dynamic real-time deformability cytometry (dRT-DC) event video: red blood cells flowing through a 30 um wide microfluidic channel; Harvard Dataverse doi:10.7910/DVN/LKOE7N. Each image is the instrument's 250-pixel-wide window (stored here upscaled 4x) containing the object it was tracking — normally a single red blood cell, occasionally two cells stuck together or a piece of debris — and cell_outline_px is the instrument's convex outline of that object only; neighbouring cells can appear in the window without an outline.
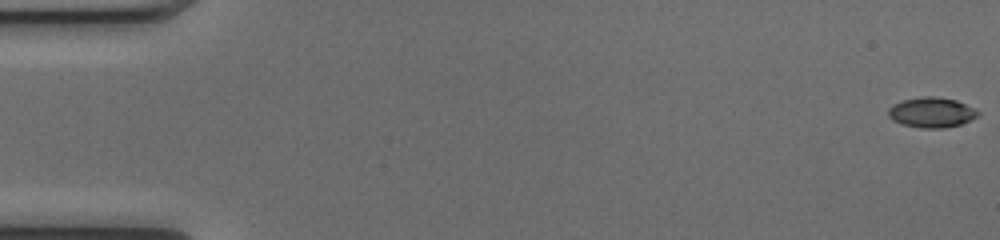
{"species": "common noctule bat (a hibernating species)", "species_latin": "Nyctalus noctula", "temperature_condition": "cold", "stored_images_in_passage": 52, "camera_frame_rate_fps": 3000, "um_per_image_px": 0.085, "animal": {"sex": "female", "body_mass_g": 17.0, "forearm_length_mm": 48.0}, "frame": {"image": 1, "passage_image": 1, "time_ms": 0.0, "image_size_px": [1000, 240], "cell_outline_px": [[980, 112], [976, 116], [960, 124], [944, 128], [920, 128], [904, 124], [892, 120], [888, 116], [888, 108], [892, 104], [904, 100], [924, 96], [932, 96], [956, 100]], "centroid_in_image_um": [79.13, 9.55], "position_along_channel_um": 5.9, "area_um2": 15.49}}
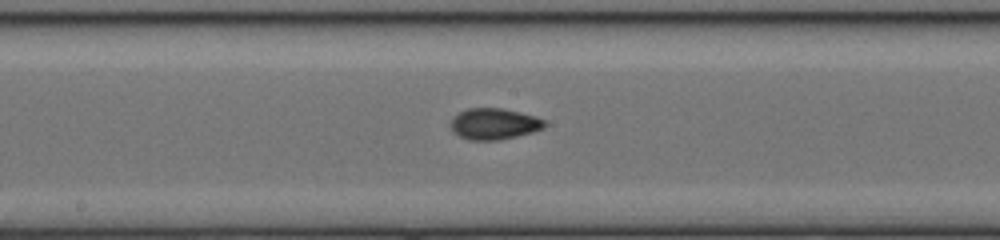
{"frame": {"image": 2, "passage_image": 28, "time_ms": 9.0, "image_size_px": [1000, 240], "cell_outline_px": [[548, 124], [544, 128], [532, 132], [500, 140], [468, 140], [452, 132], [448, 124], [452, 116], [468, 108], [504, 108], [536, 116], [544, 120]], "centroid_in_image_um": [41.97, 10.52], "position_along_channel_um": 206.2, "area_um2": 17.4}}
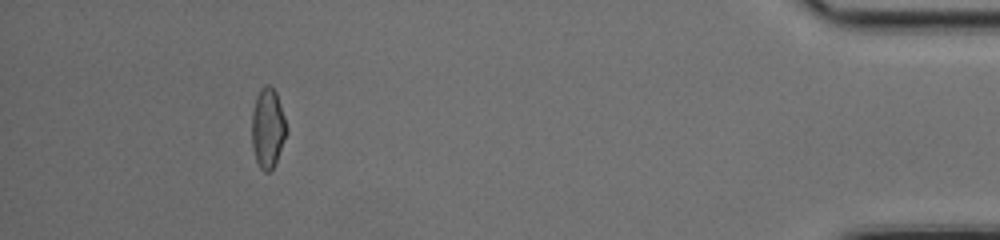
{"frame": {"image": 3, "passage_image": 48, "time_ms": 15.667, "image_size_px": [1000, 240], "cell_outline_px": [[288, 132], [276, 160], [272, 168], [268, 172], [264, 172], [260, 168], [256, 160], [252, 148], [252, 112], [256, 96], [260, 88], [264, 84], [268, 84], [276, 92], [288, 128]], "centroid_in_image_um": [22.76, 10.87], "position_along_channel_um": 412.4, "area_um2": 16.18}, "authors_computed_cell_mechanics": {"area_um2": 16.184, "velocity_mm_per_s": 4.0625, "shape_relaxation_time_tau1_ms": 6.3464, "shape_relaxation_time_tau2_ms": 1.5889, "deformation_change_tau1": 0.1609, "deformation_change_tau2": 0.0556}}